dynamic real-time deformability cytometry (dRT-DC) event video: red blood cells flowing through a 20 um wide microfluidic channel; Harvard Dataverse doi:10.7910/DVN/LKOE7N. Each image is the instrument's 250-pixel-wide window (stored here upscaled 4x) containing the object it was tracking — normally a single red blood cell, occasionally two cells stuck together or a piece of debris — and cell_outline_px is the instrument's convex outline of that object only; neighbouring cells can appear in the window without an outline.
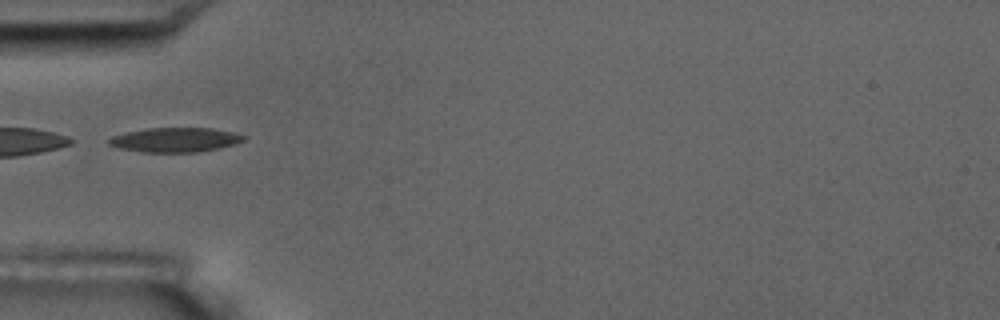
{"species": "common noctule bat (a hibernating species)", "species_latin": "Nyctalus noctula", "temperature_condition": "room temperature", "stored_images_in_passage": 3, "camera_frame_rate_fps": 3000, "um_per_image_px": 0.085, "animal": {"sex": "male", "body_mass_g": 17.5, "forearm_length_mm": 52.3}, "frame": {"image": 1, "passage_image": 1, "time_ms": 0.0, "image_size_px": [1000, 320], "cell_outline_px": [[248, 136], [244, 140], [236, 144], [220, 148], [196, 152], [144, 152], [120, 148], [108, 144], [108, 140], [112, 136], [128, 132], [148, 128], [212, 128], [232, 132]], "centroid_in_image_um": [14.94, 11.88], "position_along_channel_um": 70.1, "area_um2": 19.13}}